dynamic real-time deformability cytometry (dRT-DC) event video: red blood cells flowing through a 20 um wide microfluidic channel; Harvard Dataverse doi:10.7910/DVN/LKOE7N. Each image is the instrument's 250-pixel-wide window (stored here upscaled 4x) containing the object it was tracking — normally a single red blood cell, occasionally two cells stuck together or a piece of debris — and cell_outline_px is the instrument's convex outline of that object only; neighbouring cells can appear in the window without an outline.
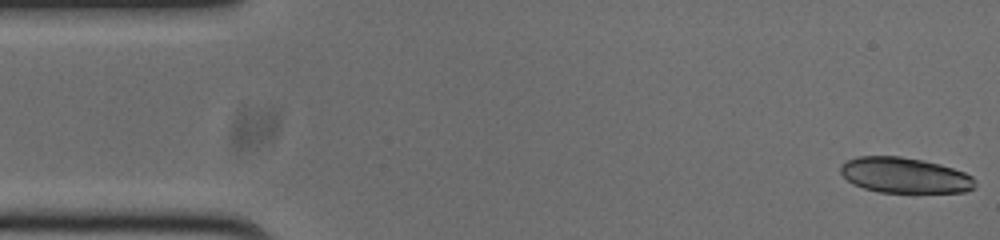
{"species": "common noctule bat (a hibernating species)", "species_latin": "Nyctalus noctula", "temperature_condition": "cold", "stored_images_in_passage": 52, "segment_of_instrument_passage": [1, 2], "camera_frame_rate_fps": 3000, "um_per_image_px": 0.085, "animal": {"sex": "male", "body_mass_g": 20.0, "forearm_length_mm": 53.3}, "frame": {"image": 1, "passage_image": 1, "time_ms": 0.0, "image_size_px": [1000, 240], "cell_outline_px": [[976, 188], [964, 192], [880, 192], [864, 188], [852, 184], [840, 172], [840, 164], [848, 160], [860, 156], [900, 156], [924, 160], [940, 164], [964, 172], [972, 176], [976, 180]], "centroid_in_image_um": [76.92, 14.9], "position_along_channel_um": 8.1, "area_um2": 27.92}}